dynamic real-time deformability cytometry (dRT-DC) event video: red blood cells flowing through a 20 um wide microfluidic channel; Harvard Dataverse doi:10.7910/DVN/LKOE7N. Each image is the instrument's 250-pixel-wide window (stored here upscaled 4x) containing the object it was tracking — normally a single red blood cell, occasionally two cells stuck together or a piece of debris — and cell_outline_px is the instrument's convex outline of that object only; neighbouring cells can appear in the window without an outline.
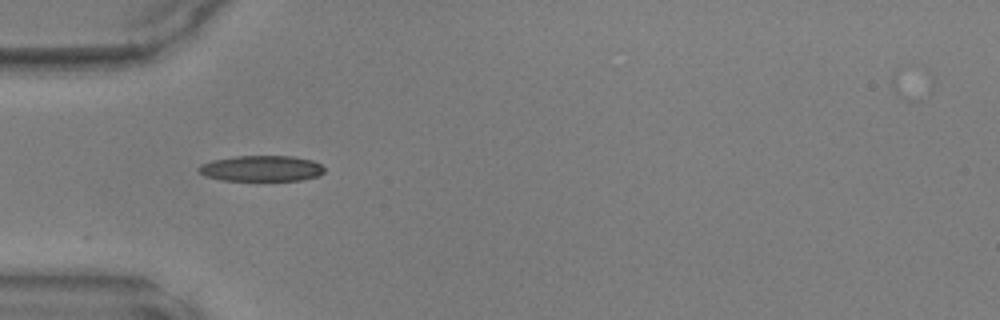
{"species": "common noctule bat (a hibernating species)", "species_latin": "Nyctalus noctula", "temperature_condition": "warm", "stored_images_in_passage": 18, "camera_frame_rate_fps": 3000, "um_per_image_px": 0.085, "animal": {"sex": "male", "body_mass_g": 17.9, "forearm_length_mm": 54.2}, "frame": {"image": 1, "passage_image": 1, "time_ms": 0.0, "image_size_px": [1000, 320], "cell_outline_px": [[324, 172], [320, 176], [300, 180], [220, 180], [204, 176], [196, 168], [200, 164], [212, 160], [236, 156], [292, 156], [312, 160], [320, 164], [324, 168]], "centroid_in_image_um": [22.2, 14.32], "position_along_channel_um": 62.8, "area_um2": 18.96}}
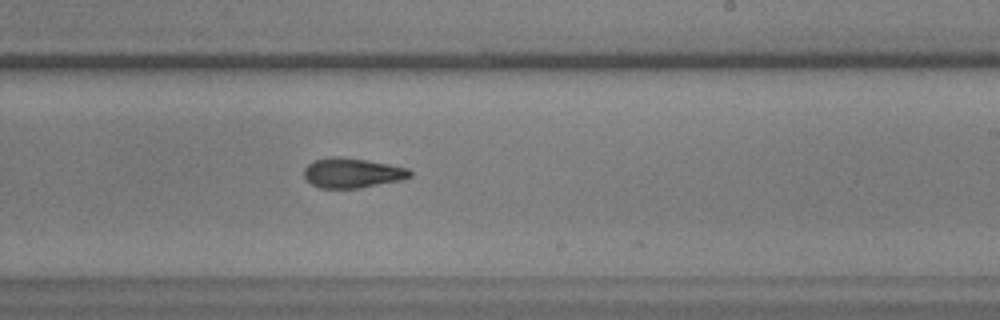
{"frame": {"image": 2, "passage_image": 15, "time_ms": 4.667, "image_size_px": [1000, 320], "cell_outline_px": [[412, 176], [400, 180], [360, 188], [320, 188], [312, 184], [304, 176], [304, 168], [308, 164], [316, 160], [332, 156], [340, 156], [388, 164], [408, 168], [412, 172]], "centroid_in_image_um": [29.94, 14.7], "position_along_channel_um": 259.1, "area_um2": 18.26}}